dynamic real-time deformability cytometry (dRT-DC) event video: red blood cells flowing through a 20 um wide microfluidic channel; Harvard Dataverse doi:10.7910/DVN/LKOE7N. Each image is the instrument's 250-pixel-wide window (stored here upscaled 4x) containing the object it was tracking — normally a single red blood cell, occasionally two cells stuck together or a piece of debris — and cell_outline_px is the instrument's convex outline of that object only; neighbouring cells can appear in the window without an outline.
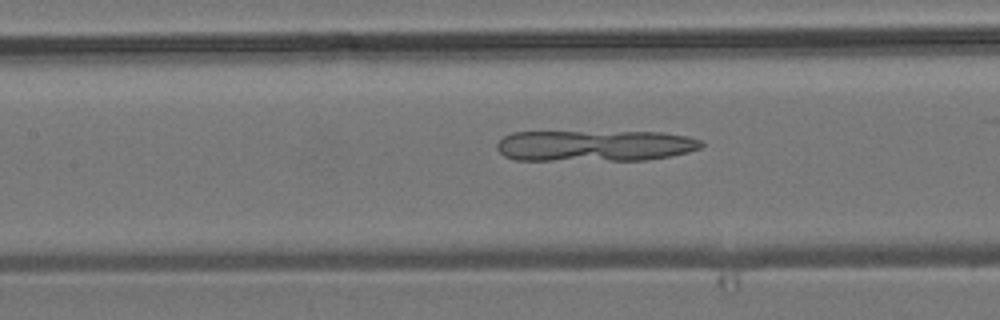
{"species": "common noctule bat (a hibernating species)", "species_latin": "Nyctalus noctula", "temperature_condition": "room temperature", "stored_images_in_passage": 7, "segment_of_instrument_passage": [2, 2], "camera_frame_rate_fps": 3000, "um_per_image_px": 0.085, "animal": {"sex": "male", "body_mass_g": 19.2, "forearm_length_mm": 51.8}, "frame": {"image": 1, "passage_image": 7, "time_ms": 8.667, "image_size_px": [1000, 320], "cell_outline_px": [[704, 144], [700, 148], [688, 152], [672, 156], [644, 160], [516, 160], [504, 156], [496, 148], [496, 144], [504, 136], [512, 132], [664, 132], [688, 136], [700, 140]], "centroid_in_image_um": [50.56, 12.38], "position_along_channel_um": 156.8, "area_um2": 37.34}}